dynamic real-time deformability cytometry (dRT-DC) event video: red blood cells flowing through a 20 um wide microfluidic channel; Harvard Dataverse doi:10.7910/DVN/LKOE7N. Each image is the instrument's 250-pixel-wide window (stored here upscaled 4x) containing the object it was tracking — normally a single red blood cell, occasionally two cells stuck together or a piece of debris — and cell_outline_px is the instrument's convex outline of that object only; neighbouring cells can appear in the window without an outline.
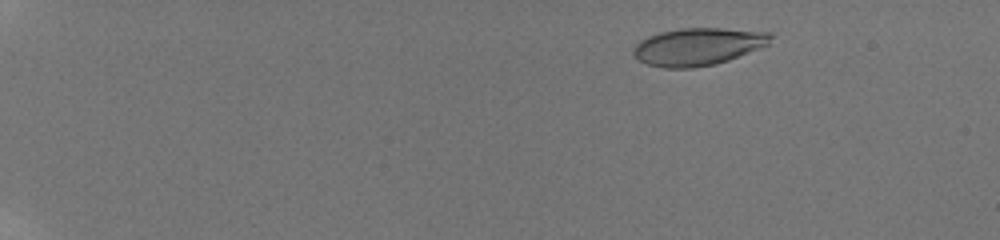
{"species": "human", "species_latin": "Homo sapiens", "temperature_condition": "room temperature", "stored_images_in_passage": 42, "camera_frame_rate_fps": 3000, "um_per_image_px": 0.085, "donor": {"sex": "male"}, "frame": {"image": 1, "passage_image": 10, "time_ms": 3.333, "image_size_px": [1000, 240], "cell_outline_px": [[772, 36], [768, 44], [728, 60], [716, 64], [692, 68], [664, 68], [648, 64], [640, 60], [632, 52], [632, 48], [640, 40], [648, 36], [660, 32], [680, 28], [720, 28], [772, 32]], "centroid_in_image_um": [59.31, 3.95], "position_along_channel_um": 25.7, "area_um2": 29.82}}
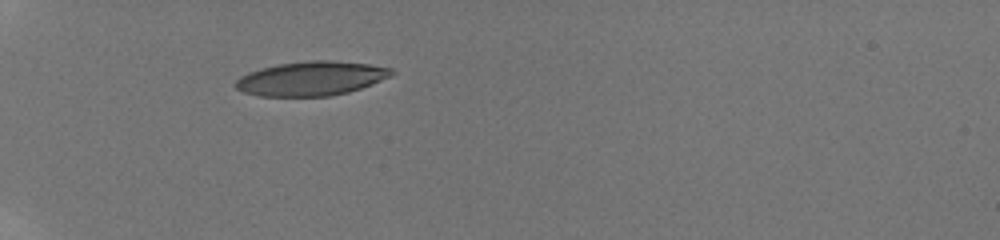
{"frame": {"image": 2, "passage_image": 31, "time_ms": 7.333, "image_size_px": [1000, 240], "cell_outline_px": [[396, 72], [392, 76], [372, 84], [348, 92], [328, 96], [260, 96], [244, 92], [236, 88], [232, 84], [240, 76], [248, 72], [260, 68], [276, 64], [312, 60], [332, 60], [368, 64], [392, 68]], "centroid_in_image_um": [26.45, 6.66], "position_along_channel_um": 58.6, "area_um2": 31.27}}
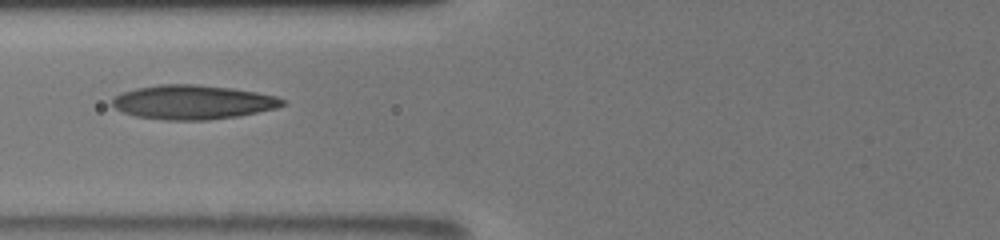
{"frame": {"image": 3, "passage_image": 41, "time_ms": 9.333, "image_size_px": [1000, 240], "cell_outline_px": [[284, 104], [276, 108], [240, 116], [208, 120], [168, 120], [136, 116], [124, 112], [116, 108], [112, 104], [112, 100], [120, 92], [136, 88], [160, 84], [196, 84], [232, 88], [256, 92], [276, 96], [284, 100]], "centroid_in_image_um": [16.39, 8.68], "position_along_channel_um": 109.4, "area_um2": 33.87}}